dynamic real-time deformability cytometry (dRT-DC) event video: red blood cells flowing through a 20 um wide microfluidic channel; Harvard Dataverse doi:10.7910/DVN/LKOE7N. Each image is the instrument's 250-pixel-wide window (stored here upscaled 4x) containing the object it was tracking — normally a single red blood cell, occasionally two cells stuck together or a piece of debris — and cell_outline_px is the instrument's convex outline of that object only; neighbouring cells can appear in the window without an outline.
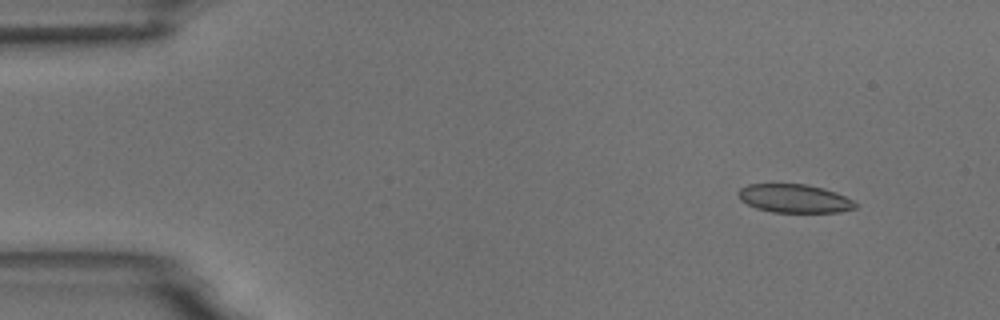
{"species": "common noctule bat (a hibernating species)", "species_latin": "Nyctalus noctula", "temperature_condition": "room temperature", "stored_images_in_passage": 3, "camera_frame_rate_fps": 3000, "um_per_image_px": 0.085, "animal": {"sex": "male", "body_mass_g": 18.8}, "frame": {"image": 1, "passage_image": 1, "time_ms": 0.0, "image_size_px": [1000, 320], "cell_outline_px": [[856, 208], [840, 212], [772, 212], [756, 208], [740, 200], [736, 192], [740, 188], [748, 184], [804, 184], [824, 188], [836, 192], [852, 200], [856, 204]], "centroid_in_image_um": [67.49, 16.87], "position_along_channel_um": 17.5, "area_um2": 19.42}}